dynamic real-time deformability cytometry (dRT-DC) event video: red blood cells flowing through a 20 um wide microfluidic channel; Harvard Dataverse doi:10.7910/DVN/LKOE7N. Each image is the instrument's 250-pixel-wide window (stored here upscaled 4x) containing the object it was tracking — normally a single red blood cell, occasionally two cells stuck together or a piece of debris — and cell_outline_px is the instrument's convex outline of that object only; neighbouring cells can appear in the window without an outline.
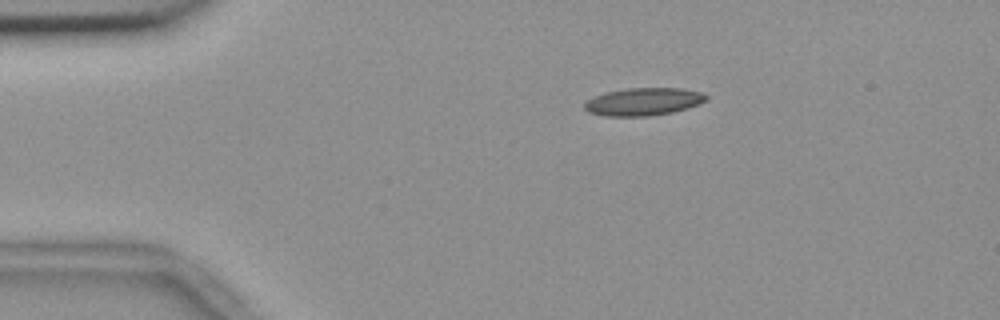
{"species": "common noctule bat (a hibernating species)", "species_latin": "Nyctalus noctula", "temperature_condition": "room temperature", "stored_images_in_passage": 46, "camera_frame_rate_fps": 3000, "um_per_image_px": 0.085, "animal": {"sex": "female", "body_mass_g": 18.4}, "frame": {"image": 1, "passage_image": 1, "time_ms": 0.0, "image_size_px": [1000, 320], "cell_outline_px": [[708, 100], [700, 104], [688, 108], [672, 112], [648, 116], [604, 116], [588, 112], [584, 108], [584, 104], [592, 96], [604, 92], [628, 88], [684, 88], [704, 92], [708, 96]], "centroid_in_image_um": [54.72, 8.63], "position_along_channel_um": 30.3, "area_um2": 19.94}}
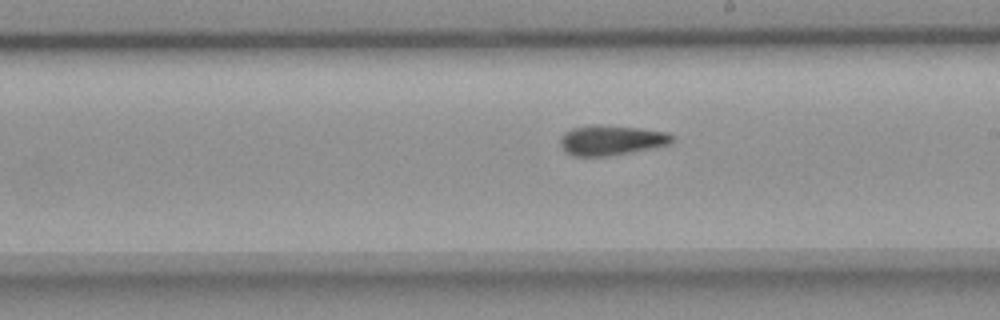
{"frame": {"image": 2, "passage_image": 22, "time_ms": 7.0, "image_size_px": [1000, 320], "cell_outline_px": [[672, 140], [668, 144], [628, 152], [604, 156], [572, 156], [564, 152], [560, 144], [560, 140], [564, 132], [572, 128], [588, 124], [600, 124], [640, 128], [668, 132], [672, 136]], "centroid_in_image_um": [51.87, 11.89], "position_along_channel_um": 237.1, "area_um2": 19.48}}
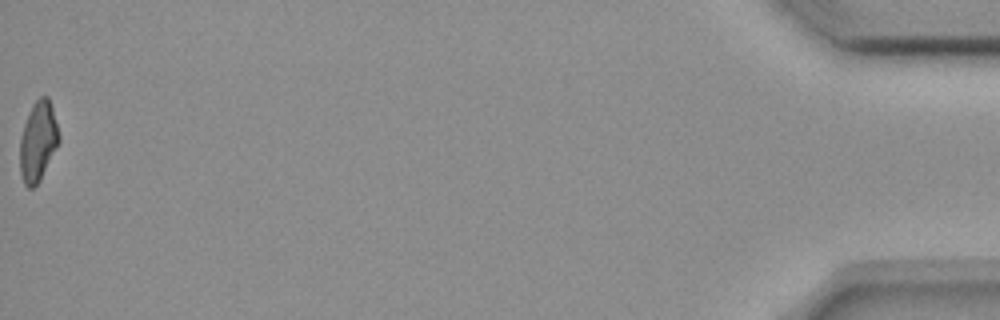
{"frame": {"image": 3, "passage_image": 46, "time_ms": 15.0, "image_size_px": [1000, 320], "cell_outline_px": [[60, 140], [40, 180], [32, 188], [28, 188], [24, 184], [20, 172], [20, 140], [24, 124], [28, 112], [32, 104], [40, 96], [48, 96], [52, 108], [60, 136]], "centroid_in_image_um": [3.22, 12.0], "position_along_channel_um": 432.0, "area_um2": 18.03}, "authors_computed_cell_mechanics": {"area_um2": 19.3052, "velocity_mm_per_s": 3.6923, "shape_relaxation_time_tau1_ms": 7.1245, "shape_relaxation_time_tau2_ms": 4.732, "deformation_change_tau1": 0.173, "deformation_change_tau2": 0.1375}}